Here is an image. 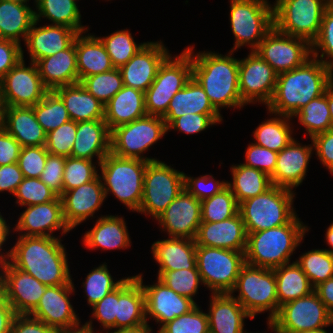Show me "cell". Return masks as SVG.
<instances>
[{
    "mask_svg": "<svg viewBox=\"0 0 333 333\" xmlns=\"http://www.w3.org/2000/svg\"><path fill=\"white\" fill-rule=\"evenodd\" d=\"M170 55L160 41L147 43L123 66L119 68L123 85L146 92L153 83L158 69Z\"/></svg>",
    "mask_w": 333,
    "mask_h": 333,
    "instance_id": "obj_23",
    "label": "cell"
},
{
    "mask_svg": "<svg viewBox=\"0 0 333 333\" xmlns=\"http://www.w3.org/2000/svg\"><path fill=\"white\" fill-rule=\"evenodd\" d=\"M15 315L12 306L6 301L0 289V333H10Z\"/></svg>",
    "mask_w": 333,
    "mask_h": 333,
    "instance_id": "obj_68",
    "label": "cell"
},
{
    "mask_svg": "<svg viewBox=\"0 0 333 333\" xmlns=\"http://www.w3.org/2000/svg\"><path fill=\"white\" fill-rule=\"evenodd\" d=\"M223 120L221 114H186L174 119L168 126L167 131L176 130L185 134H197L209 127L220 124Z\"/></svg>",
    "mask_w": 333,
    "mask_h": 333,
    "instance_id": "obj_57",
    "label": "cell"
},
{
    "mask_svg": "<svg viewBox=\"0 0 333 333\" xmlns=\"http://www.w3.org/2000/svg\"><path fill=\"white\" fill-rule=\"evenodd\" d=\"M7 108L8 105L4 99V95L0 87V130L4 129L5 126Z\"/></svg>",
    "mask_w": 333,
    "mask_h": 333,
    "instance_id": "obj_73",
    "label": "cell"
},
{
    "mask_svg": "<svg viewBox=\"0 0 333 333\" xmlns=\"http://www.w3.org/2000/svg\"><path fill=\"white\" fill-rule=\"evenodd\" d=\"M310 140L318 160L333 175V128L313 136Z\"/></svg>",
    "mask_w": 333,
    "mask_h": 333,
    "instance_id": "obj_63",
    "label": "cell"
},
{
    "mask_svg": "<svg viewBox=\"0 0 333 333\" xmlns=\"http://www.w3.org/2000/svg\"><path fill=\"white\" fill-rule=\"evenodd\" d=\"M147 324L145 294L141 282L134 276L125 277L118 286L115 331Z\"/></svg>",
    "mask_w": 333,
    "mask_h": 333,
    "instance_id": "obj_28",
    "label": "cell"
},
{
    "mask_svg": "<svg viewBox=\"0 0 333 333\" xmlns=\"http://www.w3.org/2000/svg\"><path fill=\"white\" fill-rule=\"evenodd\" d=\"M157 277L179 295L195 302V295L203 285L198 269H180L175 271H158Z\"/></svg>",
    "mask_w": 333,
    "mask_h": 333,
    "instance_id": "obj_51",
    "label": "cell"
},
{
    "mask_svg": "<svg viewBox=\"0 0 333 333\" xmlns=\"http://www.w3.org/2000/svg\"><path fill=\"white\" fill-rule=\"evenodd\" d=\"M152 328L150 325H141L135 328L119 329L108 333H154Z\"/></svg>",
    "mask_w": 333,
    "mask_h": 333,
    "instance_id": "obj_72",
    "label": "cell"
},
{
    "mask_svg": "<svg viewBox=\"0 0 333 333\" xmlns=\"http://www.w3.org/2000/svg\"><path fill=\"white\" fill-rule=\"evenodd\" d=\"M66 157L48 154L44 170L39 179L59 197L63 193V176Z\"/></svg>",
    "mask_w": 333,
    "mask_h": 333,
    "instance_id": "obj_62",
    "label": "cell"
},
{
    "mask_svg": "<svg viewBox=\"0 0 333 333\" xmlns=\"http://www.w3.org/2000/svg\"><path fill=\"white\" fill-rule=\"evenodd\" d=\"M230 167L232 182L227 181V186L234 194L238 204L249 198L263 194L273 186L270 176L263 171L241 163Z\"/></svg>",
    "mask_w": 333,
    "mask_h": 333,
    "instance_id": "obj_41",
    "label": "cell"
},
{
    "mask_svg": "<svg viewBox=\"0 0 333 333\" xmlns=\"http://www.w3.org/2000/svg\"><path fill=\"white\" fill-rule=\"evenodd\" d=\"M22 44L0 38V81L22 59Z\"/></svg>",
    "mask_w": 333,
    "mask_h": 333,
    "instance_id": "obj_64",
    "label": "cell"
},
{
    "mask_svg": "<svg viewBox=\"0 0 333 333\" xmlns=\"http://www.w3.org/2000/svg\"><path fill=\"white\" fill-rule=\"evenodd\" d=\"M166 133L167 126L162 117L146 115L111 131V152L124 158L157 161L159 159L144 156V153Z\"/></svg>",
    "mask_w": 333,
    "mask_h": 333,
    "instance_id": "obj_12",
    "label": "cell"
},
{
    "mask_svg": "<svg viewBox=\"0 0 333 333\" xmlns=\"http://www.w3.org/2000/svg\"><path fill=\"white\" fill-rule=\"evenodd\" d=\"M296 192L272 186L263 194L239 204L247 234L290 223L296 216L293 202Z\"/></svg>",
    "mask_w": 333,
    "mask_h": 333,
    "instance_id": "obj_6",
    "label": "cell"
},
{
    "mask_svg": "<svg viewBox=\"0 0 333 333\" xmlns=\"http://www.w3.org/2000/svg\"><path fill=\"white\" fill-rule=\"evenodd\" d=\"M325 96L327 97V102L329 106V111L331 115V123L333 128V82L326 88Z\"/></svg>",
    "mask_w": 333,
    "mask_h": 333,
    "instance_id": "obj_74",
    "label": "cell"
},
{
    "mask_svg": "<svg viewBox=\"0 0 333 333\" xmlns=\"http://www.w3.org/2000/svg\"><path fill=\"white\" fill-rule=\"evenodd\" d=\"M314 291L328 311L333 315V277L320 283L314 288Z\"/></svg>",
    "mask_w": 333,
    "mask_h": 333,
    "instance_id": "obj_69",
    "label": "cell"
},
{
    "mask_svg": "<svg viewBox=\"0 0 333 333\" xmlns=\"http://www.w3.org/2000/svg\"><path fill=\"white\" fill-rule=\"evenodd\" d=\"M18 236L9 262L46 286L74 285L61 238Z\"/></svg>",
    "mask_w": 333,
    "mask_h": 333,
    "instance_id": "obj_1",
    "label": "cell"
},
{
    "mask_svg": "<svg viewBox=\"0 0 333 333\" xmlns=\"http://www.w3.org/2000/svg\"><path fill=\"white\" fill-rule=\"evenodd\" d=\"M107 263L94 267L82 283L87 297L88 306L92 307L101 301L108 293L116 289L125 278L114 280L107 268ZM116 281V282H115Z\"/></svg>",
    "mask_w": 333,
    "mask_h": 333,
    "instance_id": "obj_49",
    "label": "cell"
},
{
    "mask_svg": "<svg viewBox=\"0 0 333 333\" xmlns=\"http://www.w3.org/2000/svg\"><path fill=\"white\" fill-rule=\"evenodd\" d=\"M4 129L22 147L45 146L47 133L38 123L33 107L8 106Z\"/></svg>",
    "mask_w": 333,
    "mask_h": 333,
    "instance_id": "obj_36",
    "label": "cell"
},
{
    "mask_svg": "<svg viewBox=\"0 0 333 333\" xmlns=\"http://www.w3.org/2000/svg\"><path fill=\"white\" fill-rule=\"evenodd\" d=\"M22 146L5 129L0 130V166L18 163Z\"/></svg>",
    "mask_w": 333,
    "mask_h": 333,
    "instance_id": "obj_66",
    "label": "cell"
},
{
    "mask_svg": "<svg viewBox=\"0 0 333 333\" xmlns=\"http://www.w3.org/2000/svg\"><path fill=\"white\" fill-rule=\"evenodd\" d=\"M325 239H326V244L328 246H330L329 248L325 249L327 250L329 253H331L333 255V221L332 223H330L329 227L326 230L325 233Z\"/></svg>",
    "mask_w": 333,
    "mask_h": 333,
    "instance_id": "obj_75",
    "label": "cell"
},
{
    "mask_svg": "<svg viewBox=\"0 0 333 333\" xmlns=\"http://www.w3.org/2000/svg\"><path fill=\"white\" fill-rule=\"evenodd\" d=\"M47 287L9 261L0 263V289L15 314H30Z\"/></svg>",
    "mask_w": 333,
    "mask_h": 333,
    "instance_id": "obj_18",
    "label": "cell"
},
{
    "mask_svg": "<svg viewBox=\"0 0 333 333\" xmlns=\"http://www.w3.org/2000/svg\"><path fill=\"white\" fill-rule=\"evenodd\" d=\"M325 328L326 327L318 328V329H313V330H304V331H300V332H297V333H328L325 330Z\"/></svg>",
    "mask_w": 333,
    "mask_h": 333,
    "instance_id": "obj_76",
    "label": "cell"
},
{
    "mask_svg": "<svg viewBox=\"0 0 333 333\" xmlns=\"http://www.w3.org/2000/svg\"><path fill=\"white\" fill-rule=\"evenodd\" d=\"M148 163L141 159L119 157L109 152L98 165L105 197L112 193L127 209L138 212Z\"/></svg>",
    "mask_w": 333,
    "mask_h": 333,
    "instance_id": "obj_5",
    "label": "cell"
},
{
    "mask_svg": "<svg viewBox=\"0 0 333 333\" xmlns=\"http://www.w3.org/2000/svg\"><path fill=\"white\" fill-rule=\"evenodd\" d=\"M305 128L310 138L332 129L331 115L325 92L302 107L293 117Z\"/></svg>",
    "mask_w": 333,
    "mask_h": 333,
    "instance_id": "obj_44",
    "label": "cell"
},
{
    "mask_svg": "<svg viewBox=\"0 0 333 333\" xmlns=\"http://www.w3.org/2000/svg\"><path fill=\"white\" fill-rule=\"evenodd\" d=\"M0 87L8 106L33 107L49 91L43 84L37 66H26L24 51L22 59L0 81Z\"/></svg>",
    "mask_w": 333,
    "mask_h": 333,
    "instance_id": "obj_17",
    "label": "cell"
},
{
    "mask_svg": "<svg viewBox=\"0 0 333 333\" xmlns=\"http://www.w3.org/2000/svg\"><path fill=\"white\" fill-rule=\"evenodd\" d=\"M23 178L18 163L0 166V192L7 191L14 195Z\"/></svg>",
    "mask_w": 333,
    "mask_h": 333,
    "instance_id": "obj_67",
    "label": "cell"
},
{
    "mask_svg": "<svg viewBox=\"0 0 333 333\" xmlns=\"http://www.w3.org/2000/svg\"><path fill=\"white\" fill-rule=\"evenodd\" d=\"M118 287L108 293L101 301L92 306V317L100 322L105 332L115 331V316L117 315ZM109 330V331H108Z\"/></svg>",
    "mask_w": 333,
    "mask_h": 333,
    "instance_id": "obj_61",
    "label": "cell"
},
{
    "mask_svg": "<svg viewBox=\"0 0 333 333\" xmlns=\"http://www.w3.org/2000/svg\"><path fill=\"white\" fill-rule=\"evenodd\" d=\"M49 152L45 146L22 147L18 165L25 178H39L44 170Z\"/></svg>",
    "mask_w": 333,
    "mask_h": 333,
    "instance_id": "obj_58",
    "label": "cell"
},
{
    "mask_svg": "<svg viewBox=\"0 0 333 333\" xmlns=\"http://www.w3.org/2000/svg\"><path fill=\"white\" fill-rule=\"evenodd\" d=\"M111 152V131L104 119L77 123L76 139L71 157L92 161L95 157L98 165Z\"/></svg>",
    "mask_w": 333,
    "mask_h": 333,
    "instance_id": "obj_31",
    "label": "cell"
},
{
    "mask_svg": "<svg viewBox=\"0 0 333 333\" xmlns=\"http://www.w3.org/2000/svg\"><path fill=\"white\" fill-rule=\"evenodd\" d=\"M86 32L88 31L79 33L75 38L79 82L85 77L105 73L115 68L99 37Z\"/></svg>",
    "mask_w": 333,
    "mask_h": 333,
    "instance_id": "obj_35",
    "label": "cell"
},
{
    "mask_svg": "<svg viewBox=\"0 0 333 333\" xmlns=\"http://www.w3.org/2000/svg\"><path fill=\"white\" fill-rule=\"evenodd\" d=\"M115 68L126 64L147 42L136 43L129 29L116 30L111 35L99 36Z\"/></svg>",
    "mask_w": 333,
    "mask_h": 333,
    "instance_id": "obj_46",
    "label": "cell"
},
{
    "mask_svg": "<svg viewBox=\"0 0 333 333\" xmlns=\"http://www.w3.org/2000/svg\"><path fill=\"white\" fill-rule=\"evenodd\" d=\"M242 333H249V332L243 330ZM250 333H253V332H250ZM256 333H259V332H256ZM260 333H261V332H260ZM262 333H264V332H262ZM265 333H268V332H265Z\"/></svg>",
    "mask_w": 333,
    "mask_h": 333,
    "instance_id": "obj_78",
    "label": "cell"
},
{
    "mask_svg": "<svg viewBox=\"0 0 333 333\" xmlns=\"http://www.w3.org/2000/svg\"><path fill=\"white\" fill-rule=\"evenodd\" d=\"M19 220L13 227L18 236L56 237L53 232L61 230L66 235L72 231L65 223L61 198L44 204L25 206Z\"/></svg>",
    "mask_w": 333,
    "mask_h": 333,
    "instance_id": "obj_21",
    "label": "cell"
},
{
    "mask_svg": "<svg viewBox=\"0 0 333 333\" xmlns=\"http://www.w3.org/2000/svg\"><path fill=\"white\" fill-rule=\"evenodd\" d=\"M33 109L38 123L46 133L71 120L63 100L55 91H48Z\"/></svg>",
    "mask_w": 333,
    "mask_h": 333,
    "instance_id": "obj_47",
    "label": "cell"
},
{
    "mask_svg": "<svg viewBox=\"0 0 333 333\" xmlns=\"http://www.w3.org/2000/svg\"><path fill=\"white\" fill-rule=\"evenodd\" d=\"M56 331L49 327L43 321L32 317L29 314H16L10 333H55Z\"/></svg>",
    "mask_w": 333,
    "mask_h": 333,
    "instance_id": "obj_65",
    "label": "cell"
},
{
    "mask_svg": "<svg viewBox=\"0 0 333 333\" xmlns=\"http://www.w3.org/2000/svg\"><path fill=\"white\" fill-rule=\"evenodd\" d=\"M77 122L69 120L47 133L45 147L49 154L70 157L76 139Z\"/></svg>",
    "mask_w": 333,
    "mask_h": 333,
    "instance_id": "obj_56",
    "label": "cell"
},
{
    "mask_svg": "<svg viewBox=\"0 0 333 333\" xmlns=\"http://www.w3.org/2000/svg\"><path fill=\"white\" fill-rule=\"evenodd\" d=\"M96 163L89 159L66 157L63 192L94 180L99 175Z\"/></svg>",
    "mask_w": 333,
    "mask_h": 333,
    "instance_id": "obj_52",
    "label": "cell"
},
{
    "mask_svg": "<svg viewBox=\"0 0 333 333\" xmlns=\"http://www.w3.org/2000/svg\"><path fill=\"white\" fill-rule=\"evenodd\" d=\"M220 114L211 104L207 94L193 78L171 99L162 117L168 126L174 119L186 114Z\"/></svg>",
    "mask_w": 333,
    "mask_h": 333,
    "instance_id": "obj_37",
    "label": "cell"
},
{
    "mask_svg": "<svg viewBox=\"0 0 333 333\" xmlns=\"http://www.w3.org/2000/svg\"><path fill=\"white\" fill-rule=\"evenodd\" d=\"M261 122L253 131L254 143L269 150L280 152L294 138L292 117L270 113L273 116Z\"/></svg>",
    "mask_w": 333,
    "mask_h": 333,
    "instance_id": "obj_43",
    "label": "cell"
},
{
    "mask_svg": "<svg viewBox=\"0 0 333 333\" xmlns=\"http://www.w3.org/2000/svg\"><path fill=\"white\" fill-rule=\"evenodd\" d=\"M333 325V315L315 291L280 306L273 319H267L274 333H297Z\"/></svg>",
    "mask_w": 333,
    "mask_h": 333,
    "instance_id": "obj_14",
    "label": "cell"
},
{
    "mask_svg": "<svg viewBox=\"0 0 333 333\" xmlns=\"http://www.w3.org/2000/svg\"><path fill=\"white\" fill-rule=\"evenodd\" d=\"M313 153L312 140L311 144L302 145L293 138L285 148L278 152L275 171L270 176L272 185L292 191L302 185Z\"/></svg>",
    "mask_w": 333,
    "mask_h": 333,
    "instance_id": "obj_25",
    "label": "cell"
},
{
    "mask_svg": "<svg viewBox=\"0 0 333 333\" xmlns=\"http://www.w3.org/2000/svg\"><path fill=\"white\" fill-rule=\"evenodd\" d=\"M135 277L141 282L145 294L146 320L153 318L161 328L164 324L174 320L192 310L197 303L185 296L179 295L163 283L158 277L152 285L143 284V274Z\"/></svg>",
    "mask_w": 333,
    "mask_h": 333,
    "instance_id": "obj_19",
    "label": "cell"
},
{
    "mask_svg": "<svg viewBox=\"0 0 333 333\" xmlns=\"http://www.w3.org/2000/svg\"><path fill=\"white\" fill-rule=\"evenodd\" d=\"M333 82V70L311 57L302 66L281 73L267 113L293 117L311 100L324 94Z\"/></svg>",
    "mask_w": 333,
    "mask_h": 333,
    "instance_id": "obj_3",
    "label": "cell"
},
{
    "mask_svg": "<svg viewBox=\"0 0 333 333\" xmlns=\"http://www.w3.org/2000/svg\"><path fill=\"white\" fill-rule=\"evenodd\" d=\"M298 217L285 225L247 234L245 263L271 269L290 263L310 228Z\"/></svg>",
    "mask_w": 333,
    "mask_h": 333,
    "instance_id": "obj_4",
    "label": "cell"
},
{
    "mask_svg": "<svg viewBox=\"0 0 333 333\" xmlns=\"http://www.w3.org/2000/svg\"><path fill=\"white\" fill-rule=\"evenodd\" d=\"M311 54L313 58L319 60L325 66L333 70V5L332 4H330L327 7V9L323 14L319 34L311 44Z\"/></svg>",
    "mask_w": 333,
    "mask_h": 333,
    "instance_id": "obj_53",
    "label": "cell"
},
{
    "mask_svg": "<svg viewBox=\"0 0 333 333\" xmlns=\"http://www.w3.org/2000/svg\"><path fill=\"white\" fill-rule=\"evenodd\" d=\"M156 333H209L208 315L197 304L188 313L164 324Z\"/></svg>",
    "mask_w": 333,
    "mask_h": 333,
    "instance_id": "obj_55",
    "label": "cell"
},
{
    "mask_svg": "<svg viewBox=\"0 0 333 333\" xmlns=\"http://www.w3.org/2000/svg\"><path fill=\"white\" fill-rule=\"evenodd\" d=\"M244 264V252L196 245L197 269L211 294L230 293Z\"/></svg>",
    "mask_w": 333,
    "mask_h": 333,
    "instance_id": "obj_11",
    "label": "cell"
},
{
    "mask_svg": "<svg viewBox=\"0 0 333 333\" xmlns=\"http://www.w3.org/2000/svg\"><path fill=\"white\" fill-rule=\"evenodd\" d=\"M191 55L192 77L207 94L213 107L221 113L222 108L239 110L246 104L239 93V59L229 51L222 55L219 52L202 51L194 53V45L185 48Z\"/></svg>",
    "mask_w": 333,
    "mask_h": 333,
    "instance_id": "obj_2",
    "label": "cell"
},
{
    "mask_svg": "<svg viewBox=\"0 0 333 333\" xmlns=\"http://www.w3.org/2000/svg\"><path fill=\"white\" fill-rule=\"evenodd\" d=\"M150 248L158 271L197 269L195 240L168 237L155 241Z\"/></svg>",
    "mask_w": 333,
    "mask_h": 333,
    "instance_id": "obj_33",
    "label": "cell"
},
{
    "mask_svg": "<svg viewBox=\"0 0 333 333\" xmlns=\"http://www.w3.org/2000/svg\"><path fill=\"white\" fill-rule=\"evenodd\" d=\"M238 212L239 204L228 186L201 201V222L223 221L235 216Z\"/></svg>",
    "mask_w": 333,
    "mask_h": 333,
    "instance_id": "obj_48",
    "label": "cell"
},
{
    "mask_svg": "<svg viewBox=\"0 0 333 333\" xmlns=\"http://www.w3.org/2000/svg\"><path fill=\"white\" fill-rule=\"evenodd\" d=\"M63 100L69 117L75 122L104 119V104L81 84L61 86L54 90Z\"/></svg>",
    "mask_w": 333,
    "mask_h": 333,
    "instance_id": "obj_39",
    "label": "cell"
},
{
    "mask_svg": "<svg viewBox=\"0 0 333 333\" xmlns=\"http://www.w3.org/2000/svg\"><path fill=\"white\" fill-rule=\"evenodd\" d=\"M124 217L101 215L93 228L84 233L83 245L89 250H120L131 246V239Z\"/></svg>",
    "mask_w": 333,
    "mask_h": 333,
    "instance_id": "obj_29",
    "label": "cell"
},
{
    "mask_svg": "<svg viewBox=\"0 0 333 333\" xmlns=\"http://www.w3.org/2000/svg\"><path fill=\"white\" fill-rule=\"evenodd\" d=\"M78 0H34L36 10L35 20L41 18L50 20L51 25H63L78 31L79 33L89 30L88 26L82 25L81 13L77 4ZM86 27V28H85Z\"/></svg>",
    "mask_w": 333,
    "mask_h": 333,
    "instance_id": "obj_40",
    "label": "cell"
},
{
    "mask_svg": "<svg viewBox=\"0 0 333 333\" xmlns=\"http://www.w3.org/2000/svg\"><path fill=\"white\" fill-rule=\"evenodd\" d=\"M278 152L269 150L255 143H249L245 150V163L242 164L263 171L271 176L275 171Z\"/></svg>",
    "mask_w": 333,
    "mask_h": 333,
    "instance_id": "obj_60",
    "label": "cell"
},
{
    "mask_svg": "<svg viewBox=\"0 0 333 333\" xmlns=\"http://www.w3.org/2000/svg\"><path fill=\"white\" fill-rule=\"evenodd\" d=\"M278 74L255 51L239 59V93L246 104L262 103L267 106L271 101Z\"/></svg>",
    "mask_w": 333,
    "mask_h": 333,
    "instance_id": "obj_16",
    "label": "cell"
},
{
    "mask_svg": "<svg viewBox=\"0 0 333 333\" xmlns=\"http://www.w3.org/2000/svg\"><path fill=\"white\" fill-rule=\"evenodd\" d=\"M227 181L216 180L212 174H205L196 178L184 173V189L199 201L219 193L227 186Z\"/></svg>",
    "mask_w": 333,
    "mask_h": 333,
    "instance_id": "obj_59",
    "label": "cell"
},
{
    "mask_svg": "<svg viewBox=\"0 0 333 333\" xmlns=\"http://www.w3.org/2000/svg\"><path fill=\"white\" fill-rule=\"evenodd\" d=\"M207 310L209 333H242L244 319L253 317L229 293L211 294Z\"/></svg>",
    "mask_w": 333,
    "mask_h": 333,
    "instance_id": "obj_30",
    "label": "cell"
},
{
    "mask_svg": "<svg viewBox=\"0 0 333 333\" xmlns=\"http://www.w3.org/2000/svg\"><path fill=\"white\" fill-rule=\"evenodd\" d=\"M80 84L102 104H106L123 87L119 68L85 77Z\"/></svg>",
    "mask_w": 333,
    "mask_h": 333,
    "instance_id": "obj_50",
    "label": "cell"
},
{
    "mask_svg": "<svg viewBox=\"0 0 333 333\" xmlns=\"http://www.w3.org/2000/svg\"><path fill=\"white\" fill-rule=\"evenodd\" d=\"M196 245L244 252L247 232L241 214L219 222H201L195 237Z\"/></svg>",
    "mask_w": 333,
    "mask_h": 333,
    "instance_id": "obj_26",
    "label": "cell"
},
{
    "mask_svg": "<svg viewBox=\"0 0 333 333\" xmlns=\"http://www.w3.org/2000/svg\"><path fill=\"white\" fill-rule=\"evenodd\" d=\"M191 77L190 53L184 48L179 55L170 54L159 67L153 83L145 92L147 115L163 117L172 97L186 85Z\"/></svg>",
    "mask_w": 333,
    "mask_h": 333,
    "instance_id": "obj_9",
    "label": "cell"
},
{
    "mask_svg": "<svg viewBox=\"0 0 333 333\" xmlns=\"http://www.w3.org/2000/svg\"><path fill=\"white\" fill-rule=\"evenodd\" d=\"M16 204L21 208L36 204H44L56 200L59 196L39 178H23L14 195Z\"/></svg>",
    "mask_w": 333,
    "mask_h": 333,
    "instance_id": "obj_54",
    "label": "cell"
},
{
    "mask_svg": "<svg viewBox=\"0 0 333 333\" xmlns=\"http://www.w3.org/2000/svg\"><path fill=\"white\" fill-rule=\"evenodd\" d=\"M35 64L44 86L49 91L79 83L75 41L69 48L40 59Z\"/></svg>",
    "mask_w": 333,
    "mask_h": 333,
    "instance_id": "obj_32",
    "label": "cell"
},
{
    "mask_svg": "<svg viewBox=\"0 0 333 333\" xmlns=\"http://www.w3.org/2000/svg\"><path fill=\"white\" fill-rule=\"evenodd\" d=\"M38 23V21H34L24 42L28 49L30 62L35 63L69 48L79 34L78 31L67 26L45 24L37 27Z\"/></svg>",
    "mask_w": 333,
    "mask_h": 333,
    "instance_id": "obj_27",
    "label": "cell"
},
{
    "mask_svg": "<svg viewBox=\"0 0 333 333\" xmlns=\"http://www.w3.org/2000/svg\"><path fill=\"white\" fill-rule=\"evenodd\" d=\"M273 270L277 282L279 308L287 302L309 295L314 291L308 277L296 261Z\"/></svg>",
    "mask_w": 333,
    "mask_h": 333,
    "instance_id": "obj_42",
    "label": "cell"
},
{
    "mask_svg": "<svg viewBox=\"0 0 333 333\" xmlns=\"http://www.w3.org/2000/svg\"><path fill=\"white\" fill-rule=\"evenodd\" d=\"M65 223L71 230L94 217L105 202V192L99 175L92 181L63 192L60 196Z\"/></svg>",
    "mask_w": 333,
    "mask_h": 333,
    "instance_id": "obj_24",
    "label": "cell"
},
{
    "mask_svg": "<svg viewBox=\"0 0 333 333\" xmlns=\"http://www.w3.org/2000/svg\"><path fill=\"white\" fill-rule=\"evenodd\" d=\"M146 115L145 92L125 85L104 105V120L110 131Z\"/></svg>",
    "mask_w": 333,
    "mask_h": 333,
    "instance_id": "obj_34",
    "label": "cell"
},
{
    "mask_svg": "<svg viewBox=\"0 0 333 333\" xmlns=\"http://www.w3.org/2000/svg\"><path fill=\"white\" fill-rule=\"evenodd\" d=\"M298 258L295 261L313 288L333 277V255L327 250L312 249Z\"/></svg>",
    "mask_w": 333,
    "mask_h": 333,
    "instance_id": "obj_45",
    "label": "cell"
},
{
    "mask_svg": "<svg viewBox=\"0 0 333 333\" xmlns=\"http://www.w3.org/2000/svg\"><path fill=\"white\" fill-rule=\"evenodd\" d=\"M229 21L236 52L243 46L255 51L274 28V6L268 0H230Z\"/></svg>",
    "mask_w": 333,
    "mask_h": 333,
    "instance_id": "obj_8",
    "label": "cell"
},
{
    "mask_svg": "<svg viewBox=\"0 0 333 333\" xmlns=\"http://www.w3.org/2000/svg\"><path fill=\"white\" fill-rule=\"evenodd\" d=\"M13 1H19V2H29L30 0H13Z\"/></svg>",
    "mask_w": 333,
    "mask_h": 333,
    "instance_id": "obj_77",
    "label": "cell"
},
{
    "mask_svg": "<svg viewBox=\"0 0 333 333\" xmlns=\"http://www.w3.org/2000/svg\"><path fill=\"white\" fill-rule=\"evenodd\" d=\"M29 2L0 0V38L21 44L35 21ZM21 38V39H20Z\"/></svg>",
    "mask_w": 333,
    "mask_h": 333,
    "instance_id": "obj_38",
    "label": "cell"
},
{
    "mask_svg": "<svg viewBox=\"0 0 333 333\" xmlns=\"http://www.w3.org/2000/svg\"><path fill=\"white\" fill-rule=\"evenodd\" d=\"M156 221L168 237L195 240L201 224V201L183 189Z\"/></svg>",
    "mask_w": 333,
    "mask_h": 333,
    "instance_id": "obj_20",
    "label": "cell"
},
{
    "mask_svg": "<svg viewBox=\"0 0 333 333\" xmlns=\"http://www.w3.org/2000/svg\"><path fill=\"white\" fill-rule=\"evenodd\" d=\"M184 189V172L161 160L149 162L144 173L138 213L157 219Z\"/></svg>",
    "mask_w": 333,
    "mask_h": 333,
    "instance_id": "obj_13",
    "label": "cell"
},
{
    "mask_svg": "<svg viewBox=\"0 0 333 333\" xmlns=\"http://www.w3.org/2000/svg\"><path fill=\"white\" fill-rule=\"evenodd\" d=\"M279 75L302 66L312 57L311 44L299 37L279 32L275 27L255 50Z\"/></svg>",
    "mask_w": 333,
    "mask_h": 333,
    "instance_id": "obj_15",
    "label": "cell"
},
{
    "mask_svg": "<svg viewBox=\"0 0 333 333\" xmlns=\"http://www.w3.org/2000/svg\"><path fill=\"white\" fill-rule=\"evenodd\" d=\"M93 319L73 328L57 330L55 333H102L94 330Z\"/></svg>",
    "mask_w": 333,
    "mask_h": 333,
    "instance_id": "obj_71",
    "label": "cell"
},
{
    "mask_svg": "<svg viewBox=\"0 0 333 333\" xmlns=\"http://www.w3.org/2000/svg\"><path fill=\"white\" fill-rule=\"evenodd\" d=\"M74 286H48L37 307L29 315L43 321L55 331L80 325L77 311L70 301V295L76 292Z\"/></svg>",
    "mask_w": 333,
    "mask_h": 333,
    "instance_id": "obj_22",
    "label": "cell"
},
{
    "mask_svg": "<svg viewBox=\"0 0 333 333\" xmlns=\"http://www.w3.org/2000/svg\"><path fill=\"white\" fill-rule=\"evenodd\" d=\"M238 291V295L234 292ZM253 317L269 312L267 319H273L279 311L277 282L274 270L244 264L234 288L229 293Z\"/></svg>",
    "mask_w": 333,
    "mask_h": 333,
    "instance_id": "obj_7",
    "label": "cell"
},
{
    "mask_svg": "<svg viewBox=\"0 0 333 333\" xmlns=\"http://www.w3.org/2000/svg\"><path fill=\"white\" fill-rule=\"evenodd\" d=\"M330 0H275L274 27L281 33L307 40L317 38Z\"/></svg>",
    "mask_w": 333,
    "mask_h": 333,
    "instance_id": "obj_10",
    "label": "cell"
},
{
    "mask_svg": "<svg viewBox=\"0 0 333 333\" xmlns=\"http://www.w3.org/2000/svg\"><path fill=\"white\" fill-rule=\"evenodd\" d=\"M1 214L0 212V263H3L8 261L11 255V248L8 249V252L5 251L4 244L8 241L7 237L12 233L10 232L12 227H10V224H7L8 221H6ZM2 250H4L5 253Z\"/></svg>",
    "mask_w": 333,
    "mask_h": 333,
    "instance_id": "obj_70",
    "label": "cell"
}]
</instances>
